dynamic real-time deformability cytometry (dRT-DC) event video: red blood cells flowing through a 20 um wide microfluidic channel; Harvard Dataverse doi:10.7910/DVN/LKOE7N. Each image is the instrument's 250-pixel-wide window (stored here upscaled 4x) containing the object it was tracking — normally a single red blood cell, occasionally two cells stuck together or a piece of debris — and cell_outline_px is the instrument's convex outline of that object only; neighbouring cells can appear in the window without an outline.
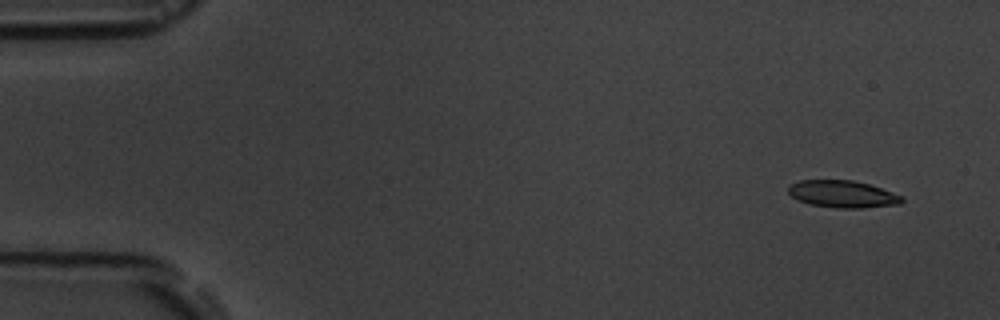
{"species": "common noctule bat (a hibernating species)", "species_latin": "Nyctalus noctula", "temperature_condition": "room temperature", "stored_images_in_passage": 3, "camera_frame_rate_fps": 3000, "um_per_image_px": 0.085, "animal": {"sex": "male", "body_mass_g": 19.5, "forearm_length_mm": 54.6}, "frame": {"image": 1, "passage_image": 1, "time_ms": 0.0, "image_size_px": [1000, 320], "cell_outline_px": [[904, 200], [900, 204], [864, 208], [836, 208], [808, 204], [792, 196], [788, 192], [788, 184], [800, 180], [852, 180], [868, 184], [904, 196]], "centroid_in_image_um": [71.62, 16.5], "position_along_channel_um": 13.4, "area_um2": 18.03}}